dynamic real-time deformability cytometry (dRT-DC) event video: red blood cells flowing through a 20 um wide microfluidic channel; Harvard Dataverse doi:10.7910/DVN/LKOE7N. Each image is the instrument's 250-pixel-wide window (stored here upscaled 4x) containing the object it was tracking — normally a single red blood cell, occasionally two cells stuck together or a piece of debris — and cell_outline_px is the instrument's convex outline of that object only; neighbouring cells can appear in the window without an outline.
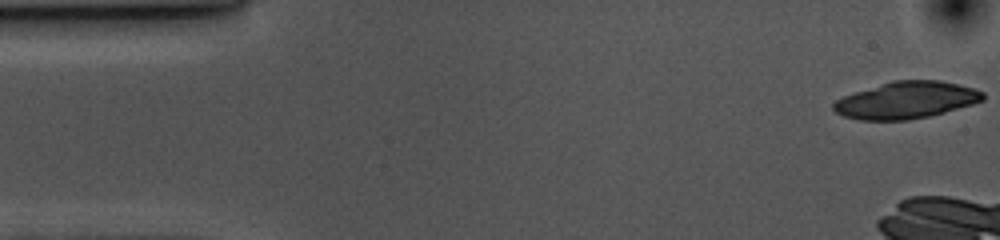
{"species": "common noctule bat (a hibernating species)", "species_latin": "Nyctalus noctula", "temperature_condition": "cold", "stored_images_in_passage": 12, "camera_frame_rate_fps": 3000, "um_per_image_px": 0.085, "animal": {"sex": "female", "body_mass_g": 10.0, "forearm_length_mm": 53.1}, "frame": {"image": 1, "passage_image": 1, "time_ms": 0.0, "image_size_px": [1000, 240], "cell_outline_px": [[984, 100], [972, 104], [944, 112], [928, 116], [908, 120], [860, 120], [844, 116], [836, 112], [832, 108], [832, 104], [836, 100], [844, 96], [892, 80], [940, 80], [960, 84], [984, 92]], "centroid_in_image_um": [77.04, 8.51], "position_along_channel_um": 8.0, "area_um2": 31.96}}